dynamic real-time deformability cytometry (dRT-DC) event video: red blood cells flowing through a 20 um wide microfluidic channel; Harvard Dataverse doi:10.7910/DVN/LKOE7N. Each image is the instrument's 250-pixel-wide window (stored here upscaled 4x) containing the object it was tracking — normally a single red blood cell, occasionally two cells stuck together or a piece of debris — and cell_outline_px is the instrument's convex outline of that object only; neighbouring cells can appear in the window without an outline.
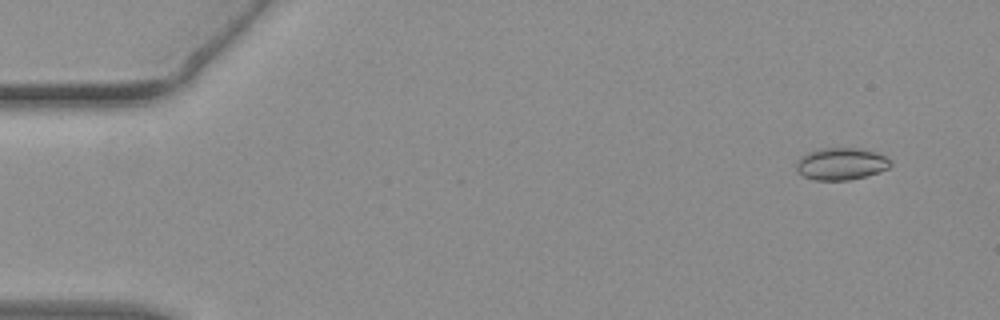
{"species": "common noctule bat (a hibernating species)", "species_latin": "Nyctalus noctula", "temperature_condition": "warm", "stored_images_in_passage": 53, "camera_frame_rate_fps": 3000, "um_per_image_px": 0.085, "animal": {"sex": "female", "body_mass_g": 19.3, "forearm_length_mm": 54.1}, "frame": {"image": 1, "passage_image": 3, "time_ms": 0.667, "image_size_px": [1000, 320], "cell_outline_px": [[892, 164], [888, 168], [880, 172], [868, 176], [848, 180], [812, 180], [796, 172], [796, 160], [800, 156], [808, 152], [820, 148], [860, 148], [876, 152], [892, 160]], "centroid_in_image_um": [71.48, 13.93], "position_along_channel_um": 13.5, "area_um2": 17.98}}
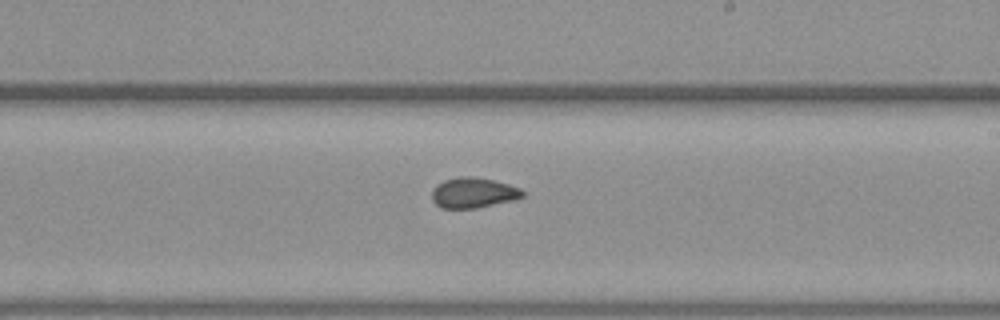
{"frame": {"image": 2, "passage_image": 31, "time_ms": 10.0, "image_size_px": [1000, 320], "cell_outline_px": [[524, 196], [512, 200], [476, 208], [440, 208], [432, 200], [432, 188], [436, 184], [444, 180], [460, 176], [472, 176], [492, 180], [508, 184], [520, 188], [524, 192]], "centroid_in_image_um": [40.19, 16.38], "position_along_channel_um": 248.8, "area_um2": 16.01}}
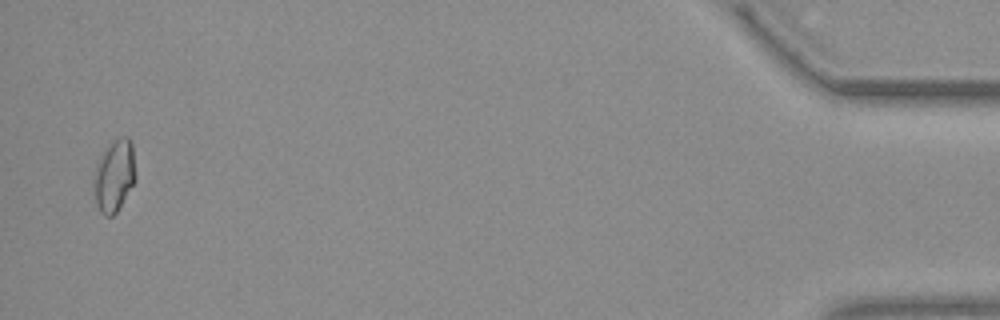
{"frame": {"image": 3, "passage_image": 52, "time_ms": 17.0, "image_size_px": [1000, 320], "cell_outline_px": [[136, 180], [116, 212], [112, 216], [104, 216], [100, 212], [96, 204], [92, 184], [92, 180], [96, 164], [100, 156], [108, 144], [112, 140], [120, 136], [128, 136], [132, 140], [136, 176]], "centroid_in_image_um": [9.7, 14.9], "position_along_channel_um": 425.5, "area_um2": 18.03}, "authors_computed_cell_mechanics": {"area_um2": 16.2418, "velocity_mm_per_s": 3.816, "shape_relaxation_time_tau1_ms": null, "shape_relaxation_time_tau2_ms": 1.5584, "deformation_change_tau1": null, "deformation_change_tau2": 0.0525}}